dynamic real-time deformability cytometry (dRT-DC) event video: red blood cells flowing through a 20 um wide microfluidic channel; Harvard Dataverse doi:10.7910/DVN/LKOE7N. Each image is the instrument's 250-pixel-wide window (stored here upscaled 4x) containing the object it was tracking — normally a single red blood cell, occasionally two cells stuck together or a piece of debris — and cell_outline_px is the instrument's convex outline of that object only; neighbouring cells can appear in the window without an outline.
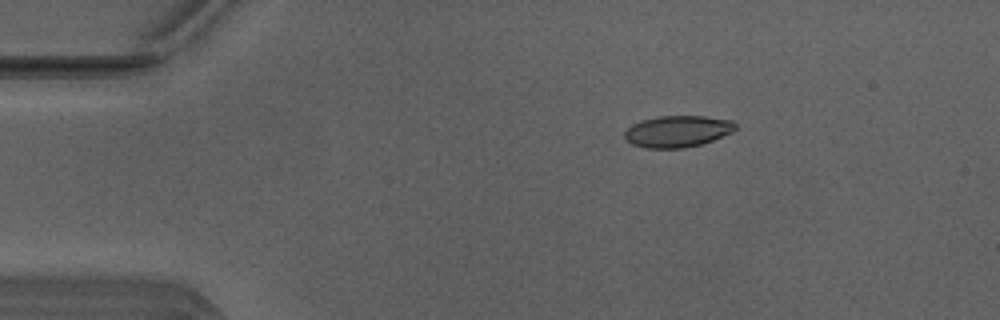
{"species": "Egyptian fruit bat (a non-hibernating species)", "species_latin": "Rousettus aegyptiacus", "temperature_condition": "warm", "stored_images_in_passage": 42, "camera_frame_rate_fps": 3000, "um_per_image_px": 0.085, "animal": {"sex": "male"}, "frame": {"image": 1, "passage_image": 1, "time_ms": 0.0, "image_size_px": [1000, 320], "cell_outline_px": [[736, 128], [732, 132], [712, 140], [700, 144], [684, 148], [644, 148], [632, 144], [624, 136], [624, 132], [632, 124], [640, 120], [660, 116], [704, 116], [732, 120], [736, 124]], "centroid_in_image_um": [57.58, 11.16], "position_along_channel_um": 27.4, "area_um2": 20.35}}
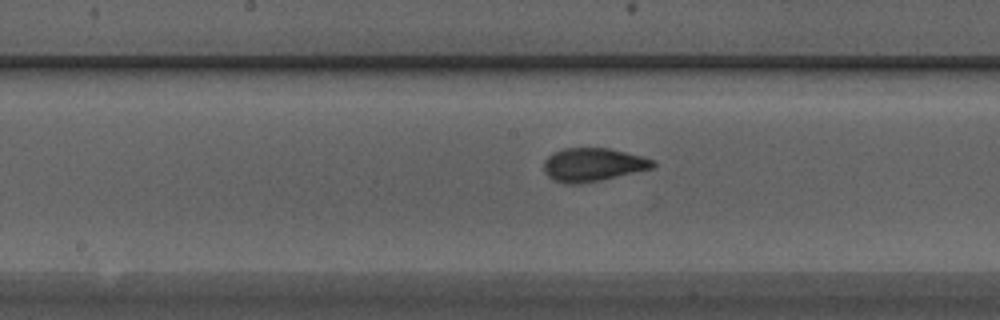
{"frame": {"image": 2, "passage_image": 18, "time_ms": 5.667, "image_size_px": [1000, 320], "cell_outline_px": [[656, 164], [652, 168], [600, 180], [580, 184], [568, 184], [552, 180], [544, 172], [544, 160], [548, 156], [564, 148], [608, 148], [644, 156], [656, 160]], "centroid_in_image_um": [50.4, 14.0], "position_along_channel_um": 197.8, "area_um2": 21.21}}
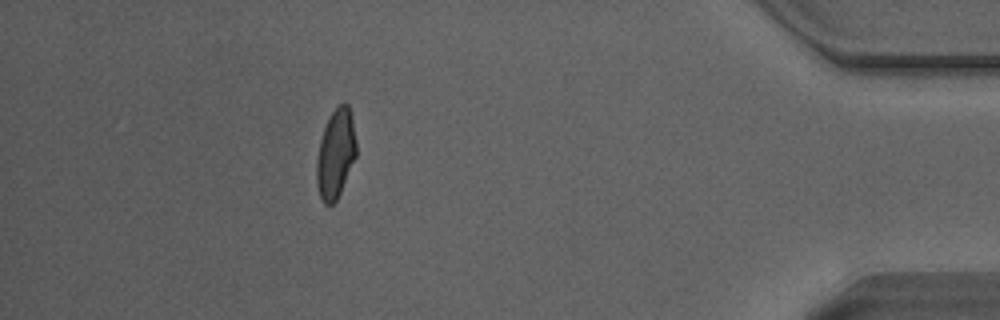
{"frame": {"image": 3, "passage_image": 37, "time_ms": 12.0, "image_size_px": [1000, 320], "cell_outline_px": [[356, 156], [340, 192], [336, 200], [332, 204], [324, 204], [320, 196], [316, 184], [316, 160], [320, 140], [328, 116], [344, 100], [348, 104], [352, 120], [356, 140]], "centroid_in_image_um": [28.51, 13.05], "position_along_channel_um": 406.7, "area_um2": 20.52}, "authors_computed_cell_mechanics": {"area_um2": 20.6924, "velocity_mm_per_s": 4.1391, "shape_relaxation_time_tau1_ms": 7.0807, "shape_relaxation_time_tau2_ms": 0.7527, "deformation_change_tau1": 0.2437, "deformation_change_tau2": 0.0589}}